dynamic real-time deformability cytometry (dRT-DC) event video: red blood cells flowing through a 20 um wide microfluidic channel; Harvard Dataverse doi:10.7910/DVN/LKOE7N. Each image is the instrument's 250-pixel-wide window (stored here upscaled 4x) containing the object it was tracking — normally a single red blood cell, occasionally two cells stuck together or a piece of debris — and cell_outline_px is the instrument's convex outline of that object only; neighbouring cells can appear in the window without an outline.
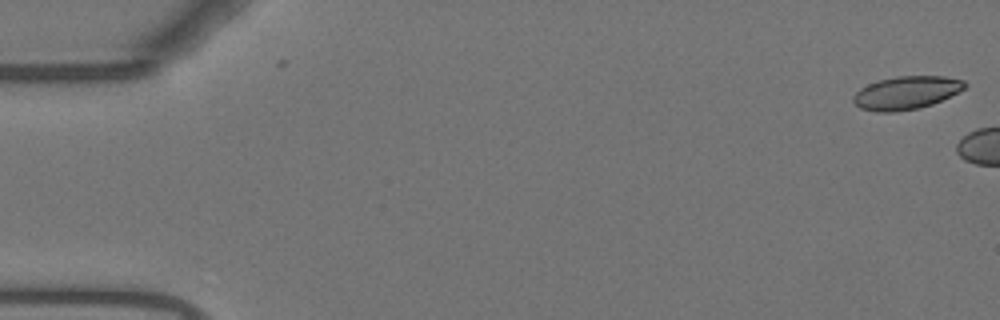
{"species": "Egyptian fruit bat (a non-hibernating species)", "species_latin": "Rousettus aegyptiacus", "temperature_condition": "warm", "stored_images_in_passage": 3, "camera_frame_rate_fps": 3000, "um_per_image_px": 0.085, "animal": {"sex": "female"}, "frame": {"image": 1, "passage_image": 3, "time_ms": 0.667, "image_size_px": [1000, 320], "cell_outline_px": [[968, 84], [964, 88], [932, 104], [920, 108], [896, 112], [876, 112], [860, 108], [852, 100], [852, 96], [860, 88], [876, 80], [896, 76], [944, 76], [964, 80]], "centroid_in_image_um": [76.99, 7.88], "position_along_channel_um": 8.0, "area_um2": 21.56}}